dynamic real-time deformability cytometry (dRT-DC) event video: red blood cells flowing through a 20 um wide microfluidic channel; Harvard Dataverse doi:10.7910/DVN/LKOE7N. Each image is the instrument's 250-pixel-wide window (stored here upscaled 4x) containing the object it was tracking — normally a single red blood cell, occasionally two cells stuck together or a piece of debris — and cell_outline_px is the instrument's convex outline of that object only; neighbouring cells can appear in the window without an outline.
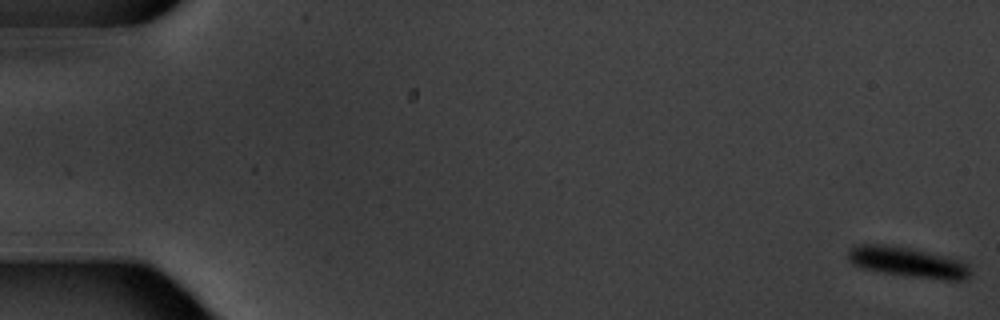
{"species": "common noctule bat (a hibernating species)", "species_latin": "Nyctalus noctula", "temperature_condition": "warm", "stored_images_in_passage": 6, "camera_frame_rate_fps": 3000, "um_per_image_px": 0.085, "animal": {"sex": "male", "body_mass_g": 20.1, "forearm_length_mm": 53.5}, "frame": {"image": 1, "passage_image": 1, "time_ms": 0.0, "image_size_px": [1000, 320], "cell_outline_px": [[972, 272], [968, 280], [944, 280], [912, 276], [884, 272], [864, 268], [852, 264], [848, 260], [848, 252], [856, 244], [884, 244], [912, 248], [964, 260], [968, 264]], "centroid_in_image_um": [77.24, 22.28], "position_along_channel_um": 7.8, "area_um2": 21.68}}
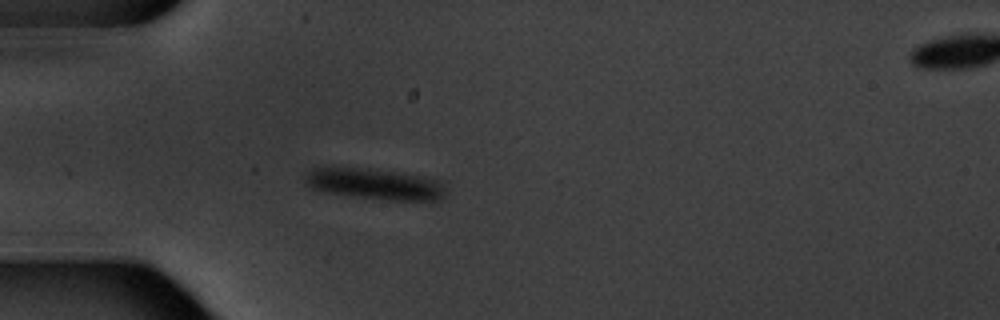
{"frame": {"image": 2, "passage_image": 5, "time_ms": 5.667, "image_size_px": [1000, 320], "cell_outline_px": [[444, 196], [440, 200], [388, 200], [356, 196], [328, 192], [312, 188], [304, 184], [304, 172], [312, 168], [368, 168], [424, 176], [436, 180], [444, 188]], "centroid_in_image_um": [31.8, 15.63], "position_along_channel_um": 53.2, "area_um2": 25.14}}